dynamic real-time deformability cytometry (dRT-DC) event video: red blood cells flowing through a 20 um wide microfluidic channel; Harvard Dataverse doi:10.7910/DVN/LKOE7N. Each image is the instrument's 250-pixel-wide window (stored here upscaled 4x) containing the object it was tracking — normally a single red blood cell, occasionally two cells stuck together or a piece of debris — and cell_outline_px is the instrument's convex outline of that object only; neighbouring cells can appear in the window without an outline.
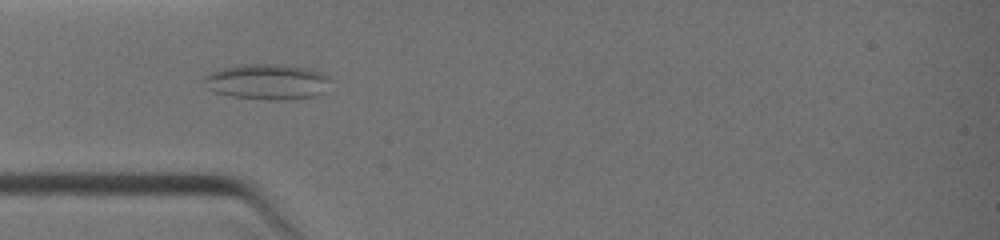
{"species": "common noctule bat (a hibernating species)", "species_latin": "Nyctalus noctula", "temperature_condition": "warm", "stored_images_in_passage": 29, "camera_frame_rate_fps": 3000, "um_per_image_px": 0.085, "animal": {"sex": "female", "body_mass_g": 19.0, "forearm_length_mm": 51.5}, "frame": {"image": 1, "passage_image": 5, "time_ms": 2.667, "image_size_px": [1000, 240], "cell_outline_px": [[332, 80], [316, 96], [288, 100], [272, 100], [232, 96], [216, 92], [204, 80], [204, 76], [212, 72], [224, 68], [240, 64], [284, 64], [308, 68], [324, 72], [332, 76]], "centroid_in_image_um": [22.81, 6.93], "position_along_channel_um": 62.2, "area_um2": 26.07}}
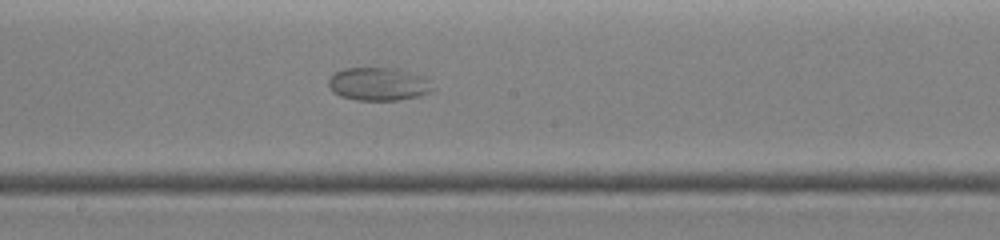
{"frame": {"image": 2, "passage_image": 13, "time_ms": 5.667, "image_size_px": [1000, 240], "cell_outline_px": [[436, 88], [420, 96], [396, 100], [356, 100], [340, 96], [332, 92], [328, 84], [328, 80], [336, 72], [344, 68], [396, 68], [424, 76]], "centroid_in_image_um": [32.18, 7.14], "position_along_channel_um": 216.0, "area_um2": 20.17}}
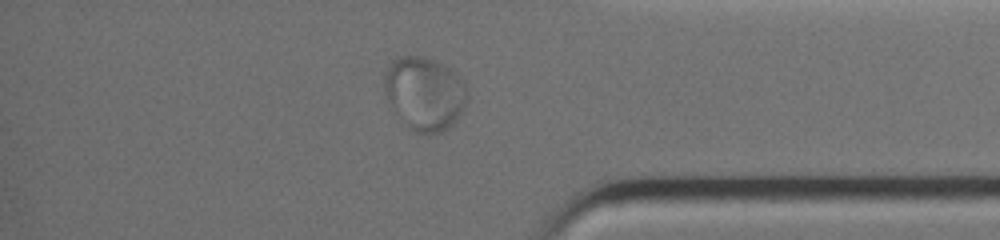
{"frame": {"image": 3, "passage_image": 23, "time_ms": 9.333, "image_size_px": [1000, 240], "cell_outline_px": [[468, 96], [464, 108], [456, 120], [448, 128], [440, 132], [412, 132], [404, 124], [388, 100], [384, 92], [384, 76], [388, 64], [392, 60], [400, 56], [424, 56], [444, 64], [464, 80]], "centroid_in_image_um": [36.09, 7.92], "position_along_channel_um": 399.1, "area_um2": 35.55}}